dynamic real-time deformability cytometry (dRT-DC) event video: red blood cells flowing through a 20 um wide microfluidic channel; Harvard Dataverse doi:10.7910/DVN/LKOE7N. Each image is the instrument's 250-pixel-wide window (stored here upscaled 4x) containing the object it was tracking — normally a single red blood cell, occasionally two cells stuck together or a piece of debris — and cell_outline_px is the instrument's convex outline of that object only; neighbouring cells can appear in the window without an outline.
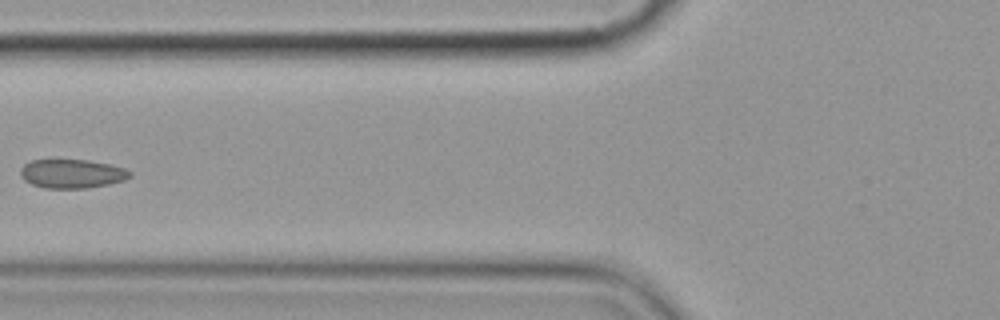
{"species": "common noctule bat (a hibernating species)", "species_latin": "Nyctalus noctula", "temperature_condition": "cold", "stored_images_in_passage": 7, "camera_frame_rate_fps": 3000, "um_per_image_px": 0.085, "animal": {"sex": "female", "body_mass_g": 19.9}, "frame": {"image": 1, "passage_image": 6, "time_ms": 7.0, "image_size_px": [1000, 320], "cell_outline_px": [[132, 176], [124, 180], [108, 184], [88, 188], [44, 188], [32, 184], [24, 180], [20, 176], [20, 168], [24, 164], [32, 160], [88, 160], [108, 164], [124, 168], [132, 172]], "centroid_in_image_um": [6.1, 14.77], "position_along_channel_um": 119.7, "area_um2": 18.44}}
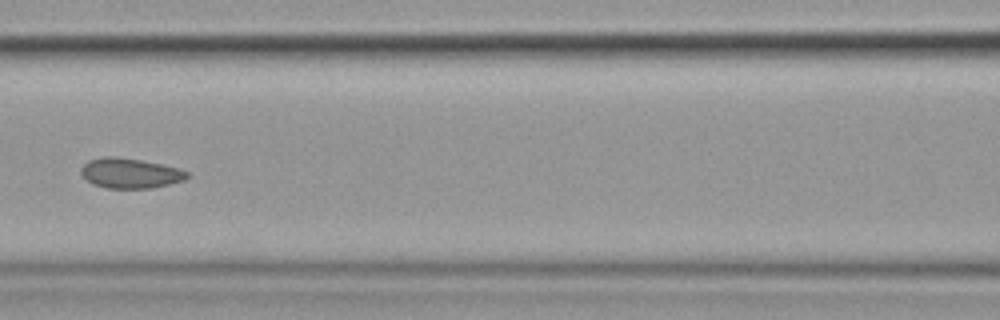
{"frame": {"image": 2, "passage_image": 7, "time_ms": 8.0, "image_size_px": [1000, 320], "cell_outline_px": [[188, 176], [184, 180], [152, 188], [108, 188], [92, 184], [80, 172], [80, 168], [88, 160], [104, 156], [116, 156], [140, 160], [180, 168], [188, 172]], "centroid_in_image_um": [11.04, 14.71], "position_along_channel_um": 155.6, "area_um2": 18.5}}